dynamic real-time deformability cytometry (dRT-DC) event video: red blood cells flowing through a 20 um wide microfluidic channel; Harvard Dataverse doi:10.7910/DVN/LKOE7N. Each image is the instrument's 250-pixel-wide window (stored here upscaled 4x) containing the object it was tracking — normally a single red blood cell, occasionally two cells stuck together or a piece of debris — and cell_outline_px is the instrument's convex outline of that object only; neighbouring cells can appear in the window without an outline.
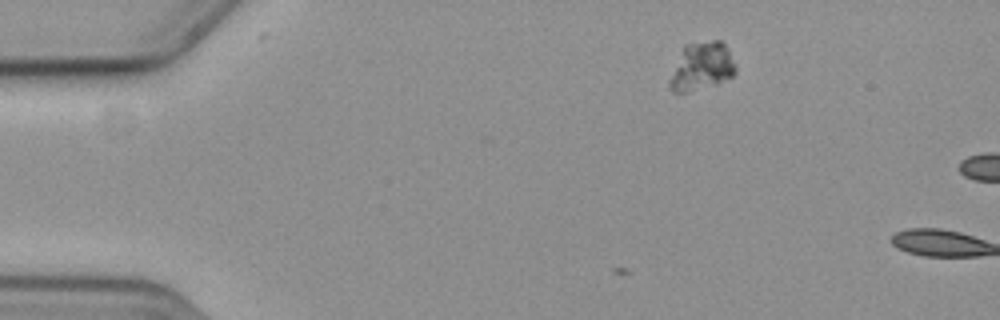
{"species": "common noctule bat (a hibernating species)", "species_latin": "Nyctalus noctula", "temperature_condition": "cold", "stored_images_in_passage": 3, "camera_frame_rate_fps": 3000, "um_per_image_px": 0.085, "animal": {"sex": "female", "body_mass_g": 19.3, "forearm_length_mm": 54.1}, "frame": {"image": 1, "passage_image": 3, "time_ms": 0.667, "image_size_px": [1000, 320], "cell_outline_px": [[736, 72], [732, 76], [716, 84], [688, 92], [672, 92], [668, 88], [668, 80], [680, 48], [684, 44], [712, 40], [720, 40], [724, 44], [736, 64]], "centroid_in_image_um": [59.58, 5.64], "position_along_channel_um": 25.4, "area_um2": 18.84}}